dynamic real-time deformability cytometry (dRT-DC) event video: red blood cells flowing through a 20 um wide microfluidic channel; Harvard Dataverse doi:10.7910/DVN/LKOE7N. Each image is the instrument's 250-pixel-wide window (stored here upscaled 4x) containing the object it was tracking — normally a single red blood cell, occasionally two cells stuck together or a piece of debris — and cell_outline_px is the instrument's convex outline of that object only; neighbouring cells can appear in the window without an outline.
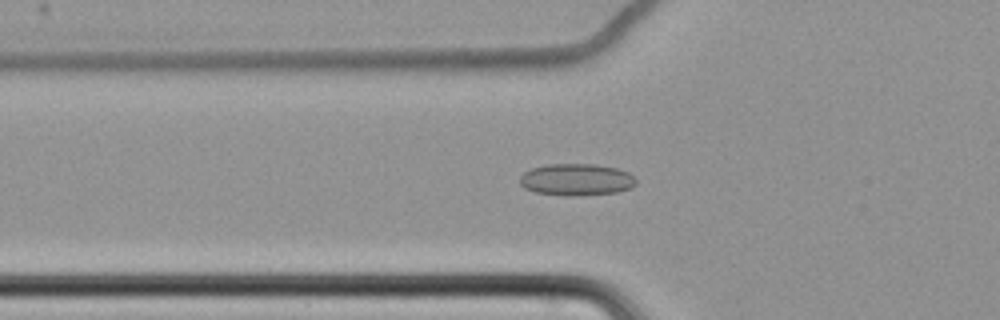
{"species": "common noctule bat (a hibernating species)", "species_latin": "Nyctalus noctula", "temperature_condition": "cold", "stored_images_in_passage": 56, "camera_frame_rate_fps": 3000, "um_per_image_px": 0.085, "animal": {"sex": "female", "body_mass_g": 22.7, "forearm_length_mm": 54.2}, "frame": {"image": 1, "passage_image": 17, "time_ms": 5.333, "image_size_px": [1000, 320], "cell_outline_px": [[636, 184], [632, 188], [616, 192], [580, 196], [564, 196], [536, 192], [524, 188], [520, 184], [520, 176], [524, 172], [532, 168], [548, 164], [596, 164], [616, 168], [628, 172], [636, 180]], "centroid_in_image_um": [49.0, 15.27], "position_along_channel_um": 76.8, "area_um2": 21.73}}
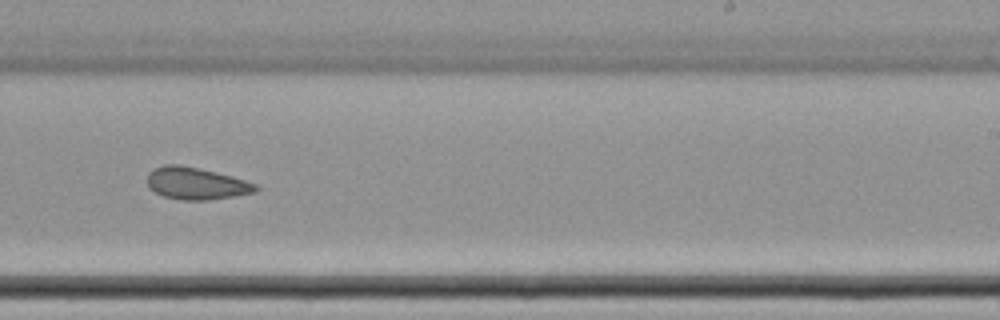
{"frame": {"image": 2, "passage_image": 34, "time_ms": 11.0, "image_size_px": [1000, 320], "cell_outline_px": [[260, 188], [256, 192], [208, 200], [180, 200], [164, 196], [148, 188], [148, 172], [152, 168], [164, 164], [180, 164], [200, 168], [232, 176], [256, 184]], "centroid_in_image_um": [16.65, 15.58], "position_along_channel_um": 272.4, "area_um2": 20.4}}
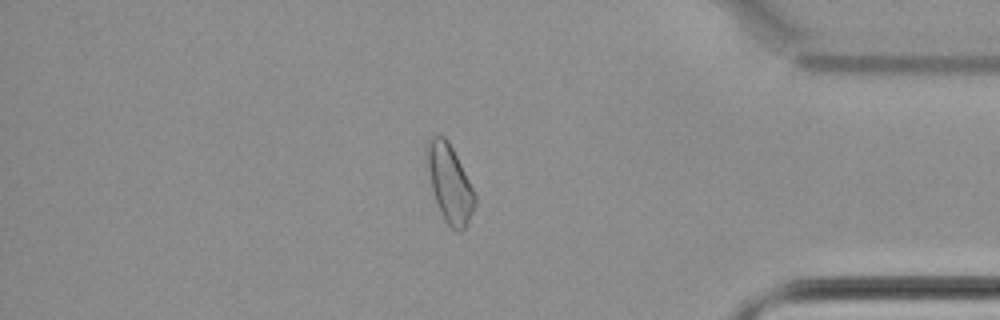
{"frame": {"image": 3, "passage_image": 47, "time_ms": 15.333, "image_size_px": [1000, 320], "cell_outline_px": [[476, 204], [468, 224], [460, 232], [456, 232], [444, 220], [440, 212], [432, 188], [424, 152], [428, 140], [432, 136], [444, 136], [448, 140], [476, 196]], "centroid_in_image_um": [38.21, 15.61], "position_along_channel_um": 397.0, "area_um2": 21.5}}